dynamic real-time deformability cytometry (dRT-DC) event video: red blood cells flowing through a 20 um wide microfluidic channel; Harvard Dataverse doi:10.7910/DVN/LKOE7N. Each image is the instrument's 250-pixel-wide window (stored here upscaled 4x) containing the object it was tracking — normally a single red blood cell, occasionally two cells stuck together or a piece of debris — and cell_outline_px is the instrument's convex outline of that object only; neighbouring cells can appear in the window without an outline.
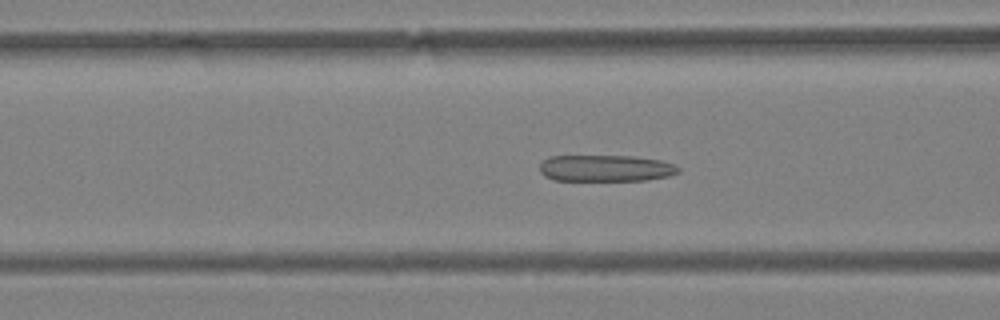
{"species": "Egyptian fruit bat (a non-hibernating species)", "species_latin": "Rousettus aegyptiacus", "temperature_condition": "warm", "stored_images_in_passage": 51, "camera_frame_rate_fps": 3000, "um_per_image_px": 0.085, "animal": {"sex": "female"}, "frame": {"image": 1, "passage_image": 21, "time_ms": 6.667, "image_size_px": [1000, 320], "cell_outline_px": [[680, 172], [668, 176], [648, 180], [552, 180], [544, 176], [540, 172], [540, 164], [548, 156], [632, 156], [660, 160], [676, 164], [680, 168]], "centroid_in_image_um": [51.49, 14.3], "position_along_channel_um": 115.1, "area_um2": 21.56}}
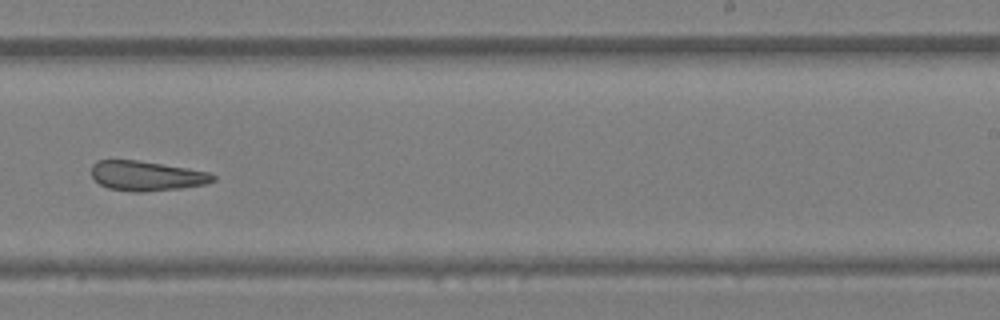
{"frame": {"image": 2, "passage_image": 33, "time_ms": 10.667, "image_size_px": [1000, 320], "cell_outline_px": [[216, 180], [204, 184], [180, 188], [144, 192], [132, 192], [108, 188], [100, 184], [92, 176], [92, 164], [96, 160], [136, 160], [188, 168], [208, 172], [216, 176]], "centroid_in_image_um": [12.45, 14.95], "position_along_channel_um": 276.6, "area_um2": 21.04}}
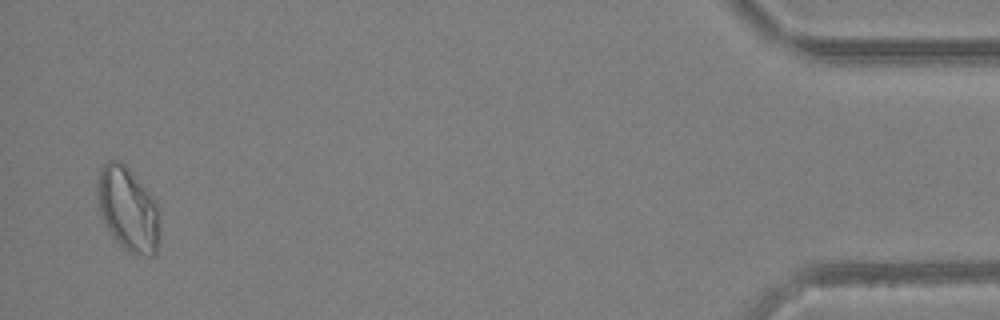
{"frame": {"image": 3, "passage_image": 50, "time_ms": 16.333, "image_size_px": [1000, 320], "cell_outline_px": [[160, 244], [156, 252], [152, 256], [128, 252], [112, 236], [104, 224], [100, 212], [96, 196], [96, 184], [100, 168], [108, 160], [120, 160], [128, 168], [156, 200], [160, 228]], "centroid_in_image_um": [10.87, 17.77], "position_along_channel_um": 424.3, "area_um2": 30.92}, "authors_computed_cell_mechanics": {"area_um2": 24.9118, "velocity_mm_per_s": 4.0464, "shape_relaxation_time_tau1_ms": null, "shape_relaxation_time_tau2_ms": 2.5021, "deformation_change_tau1": null, "deformation_change_tau2": 0.0907}}